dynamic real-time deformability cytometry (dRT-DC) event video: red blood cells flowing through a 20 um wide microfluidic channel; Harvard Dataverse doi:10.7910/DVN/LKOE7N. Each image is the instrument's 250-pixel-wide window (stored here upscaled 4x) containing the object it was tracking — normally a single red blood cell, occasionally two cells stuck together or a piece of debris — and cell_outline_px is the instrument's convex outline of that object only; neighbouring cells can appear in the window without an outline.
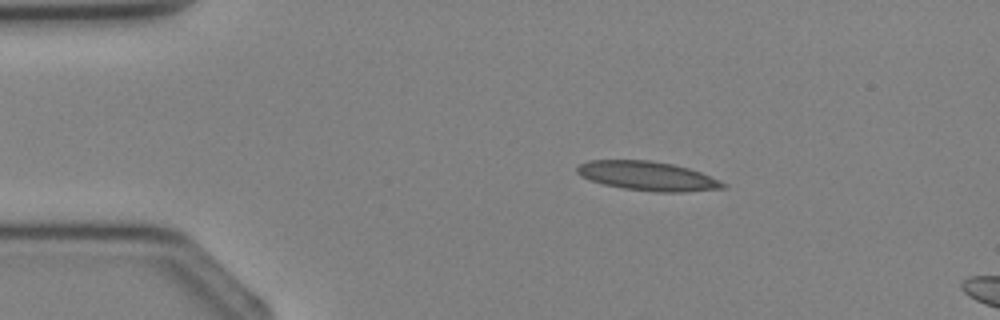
{"species": "Egyptian fruit bat (a non-hibernating species)", "species_latin": "Rousettus aegyptiacus", "temperature_condition": "cold", "stored_images_in_passage": 4, "camera_frame_rate_fps": 3000, "um_per_image_px": 0.085, "animal": {"sex": "female"}, "frame": {"image": 1, "passage_image": 3, "time_ms": 2.0, "image_size_px": [1000, 320], "cell_outline_px": [[728, 188], [680, 192], [656, 192], [624, 188], [604, 184], [580, 176], [576, 172], [576, 168], [580, 164], [588, 160], [648, 160], [672, 164], [688, 168], [700, 172], [728, 184]], "centroid_in_image_um": [55.06, 14.96], "position_along_channel_um": 29.9, "area_um2": 24.68}}